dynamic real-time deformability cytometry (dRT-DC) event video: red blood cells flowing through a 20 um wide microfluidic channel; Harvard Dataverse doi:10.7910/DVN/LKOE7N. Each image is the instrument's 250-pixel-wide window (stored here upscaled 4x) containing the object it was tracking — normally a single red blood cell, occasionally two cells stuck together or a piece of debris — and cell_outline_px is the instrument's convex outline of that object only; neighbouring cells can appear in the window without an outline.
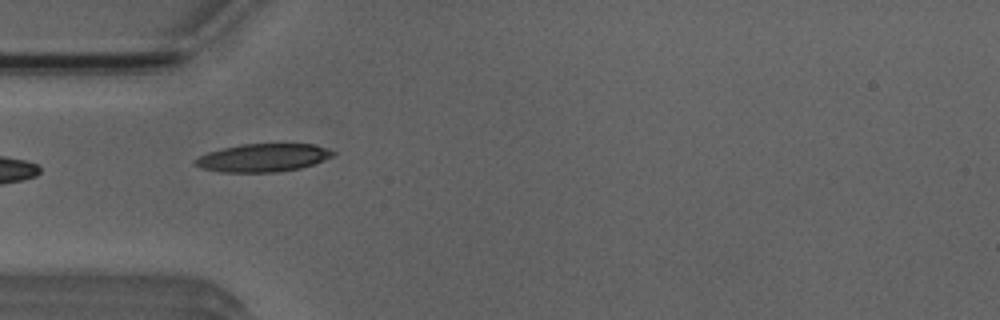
{"species": "Egyptian fruit bat (a non-hibernating species)", "species_latin": "Rousettus aegyptiacus", "temperature_condition": "room temperature", "stored_images_in_passage": 5, "camera_frame_rate_fps": 3000, "um_per_image_px": 0.085, "animal": {"sex": "male"}, "frame": {"image": 1, "passage_image": 2, "time_ms": 1.0, "image_size_px": [1000, 320], "cell_outline_px": [[336, 152], [332, 156], [312, 164], [300, 168], [276, 172], [220, 172], [200, 168], [192, 164], [192, 160], [208, 152], [240, 144], [316, 144], [328, 148]], "centroid_in_image_um": [22.32, 13.41], "position_along_channel_um": 62.7, "area_um2": 22.54}}
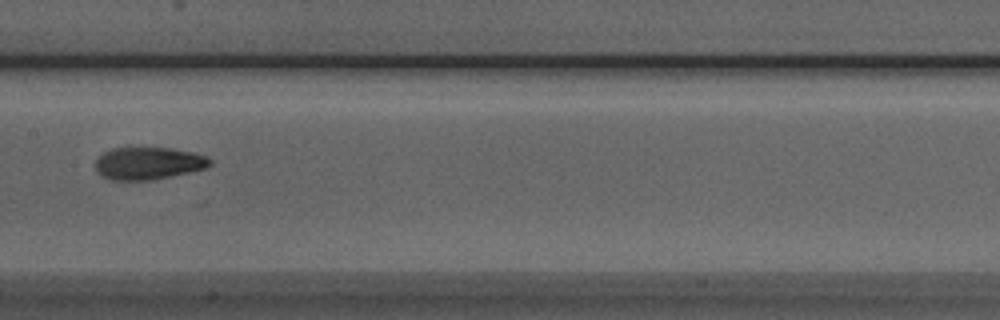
{"frame": {"image": 2, "passage_image": 5, "time_ms": 4.333, "image_size_px": [1000, 320], "cell_outline_px": [[212, 164], [204, 168], [188, 172], [152, 180], [112, 180], [96, 172], [96, 160], [104, 152], [112, 148], [172, 148], [192, 152], [204, 156], [212, 160]], "centroid_in_image_um": [12.6, 13.88], "position_along_channel_um": 194.8, "area_um2": 21.39}}